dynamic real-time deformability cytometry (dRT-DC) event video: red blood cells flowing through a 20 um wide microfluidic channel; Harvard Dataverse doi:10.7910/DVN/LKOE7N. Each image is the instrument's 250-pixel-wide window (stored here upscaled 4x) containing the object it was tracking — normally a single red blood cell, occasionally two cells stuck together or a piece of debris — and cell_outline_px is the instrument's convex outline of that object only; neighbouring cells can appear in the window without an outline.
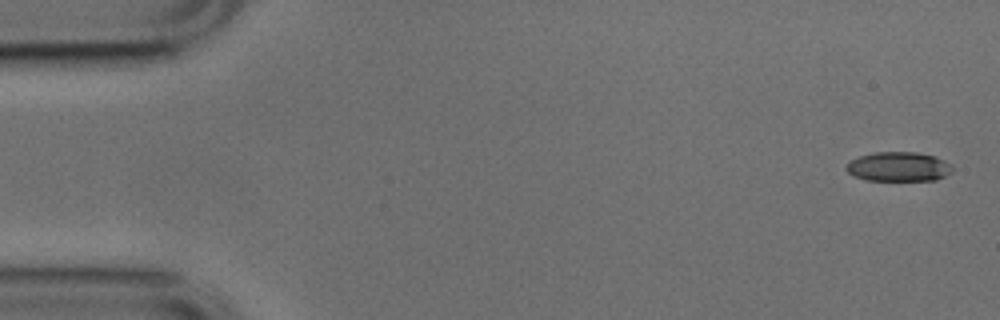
{"species": "common noctule bat (a hibernating species)", "species_latin": "Nyctalus noctula", "temperature_condition": "cold", "stored_images_in_passage": 6, "camera_frame_rate_fps": 3000, "um_per_image_px": 0.085, "animal": {"sex": "male", "body_mass_g": 17.9, "forearm_length_mm": 54.2}, "frame": {"image": 1, "passage_image": 1, "time_ms": 0.0, "image_size_px": [1000, 320], "cell_outline_px": [[952, 172], [936, 180], [868, 180], [852, 176], [844, 168], [852, 160], [860, 156], [872, 152], [916, 152], [936, 156], [952, 164]], "centroid_in_image_um": [76.39, 14.16], "position_along_channel_um": 8.6, "area_um2": 18.26}}
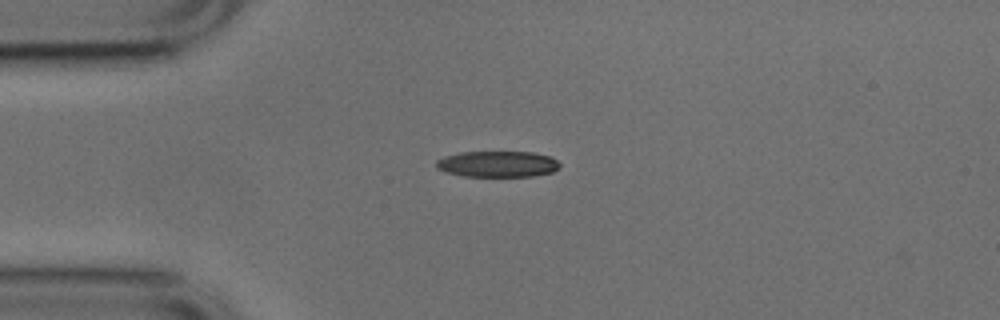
{"frame": {"image": 2, "passage_image": 4, "time_ms": 1.0, "image_size_px": [1000, 320], "cell_outline_px": [[560, 168], [552, 172], [532, 176], [464, 176], [448, 172], [436, 168], [436, 160], [444, 156], [460, 152], [532, 152], [552, 156], [560, 164]], "centroid_in_image_um": [42.31, 13.94], "position_along_channel_um": 42.7, "area_um2": 18.79}}